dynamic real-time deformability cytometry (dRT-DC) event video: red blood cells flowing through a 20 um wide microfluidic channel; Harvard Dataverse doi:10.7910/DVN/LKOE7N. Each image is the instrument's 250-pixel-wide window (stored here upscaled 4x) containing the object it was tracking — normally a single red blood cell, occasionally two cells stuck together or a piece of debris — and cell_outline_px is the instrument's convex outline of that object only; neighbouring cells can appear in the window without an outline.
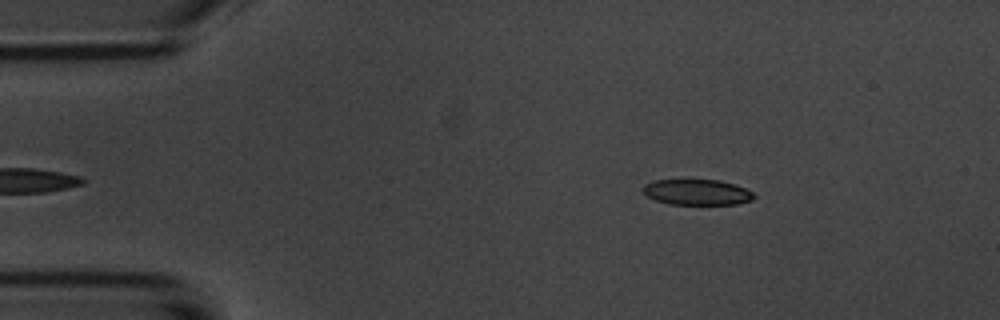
{"species": "common noctule bat (a hibernating species)", "species_latin": "Nyctalus noctula", "temperature_condition": "room temperature", "stored_images_in_passage": 23, "camera_frame_rate_fps": 3000, "um_per_image_px": 0.085, "animal": {"sex": "male", "body_mass_g": 20.1, "forearm_length_mm": 53.5}, "frame": {"image": 1, "passage_image": 3, "time_ms": 0.667, "image_size_px": [1000, 320], "cell_outline_px": [[756, 196], [752, 200], [736, 204], [668, 204], [656, 200], [648, 196], [644, 192], [644, 184], [656, 180], [720, 180], [744, 188], [752, 192]], "centroid_in_image_um": [59.26, 16.34], "position_along_channel_um": 25.7, "area_um2": 16.36}}
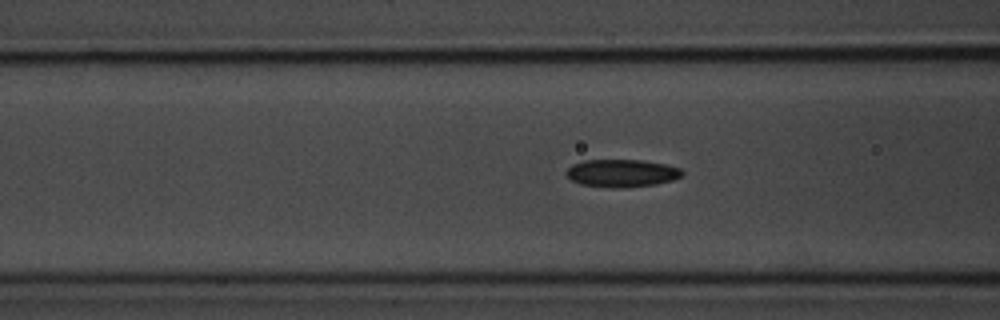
{"frame": {"image": 2, "passage_image": 15, "time_ms": 4.667, "image_size_px": [1000, 320], "cell_outline_px": [[684, 172], [680, 176], [672, 180], [656, 184], [620, 188], [612, 188], [580, 184], [572, 180], [564, 172], [572, 164], [584, 160], [640, 160], [664, 164], [680, 168]], "centroid_in_image_um": [52.82, 14.72], "position_along_channel_um": 113.8, "area_um2": 18.61}}
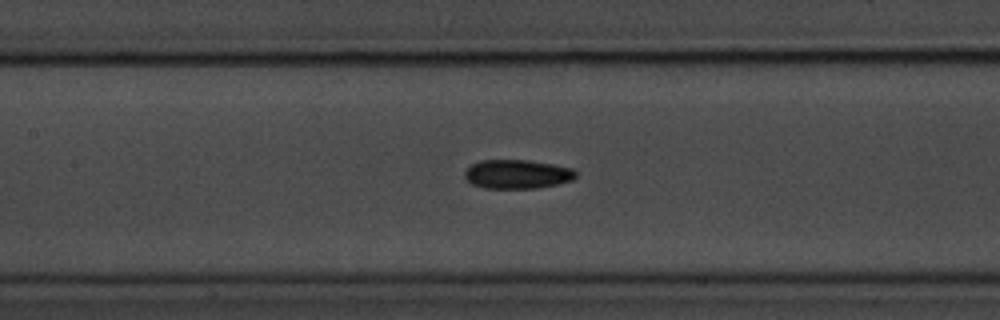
{"frame": {"image": 3, "passage_image": 19, "time_ms": 6.0, "image_size_px": [1000, 320], "cell_outline_px": [[576, 176], [572, 180], [556, 184], [536, 188], [484, 188], [472, 184], [464, 176], [464, 172], [472, 164], [480, 160], [528, 160], [552, 164], [572, 168], [576, 172]], "centroid_in_image_um": [43.95, 14.8], "position_along_channel_um": 163.5, "area_um2": 18.67}}